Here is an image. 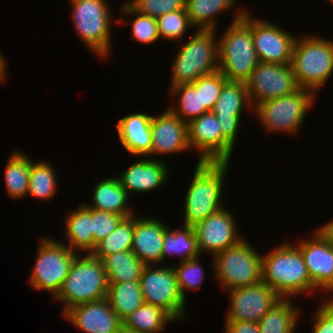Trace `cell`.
I'll return each instance as SVG.
<instances>
[{
	"mask_svg": "<svg viewBox=\"0 0 333 333\" xmlns=\"http://www.w3.org/2000/svg\"><path fill=\"white\" fill-rule=\"evenodd\" d=\"M62 316L86 333H119L123 326L107 298L76 305Z\"/></svg>",
	"mask_w": 333,
	"mask_h": 333,
	"instance_id": "ac0fdd59",
	"label": "cell"
},
{
	"mask_svg": "<svg viewBox=\"0 0 333 333\" xmlns=\"http://www.w3.org/2000/svg\"><path fill=\"white\" fill-rule=\"evenodd\" d=\"M122 17L132 16L134 20H130L132 39L142 44H151L160 38L158 31L157 19L148 15H143L136 11L127 1L121 8Z\"/></svg>",
	"mask_w": 333,
	"mask_h": 333,
	"instance_id": "d590c367",
	"label": "cell"
},
{
	"mask_svg": "<svg viewBox=\"0 0 333 333\" xmlns=\"http://www.w3.org/2000/svg\"><path fill=\"white\" fill-rule=\"evenodd\" d=\"M318 232L327 240L333 248V220L317 228Z\"/></svg>",
	"mask_w": 333,
	"mask_h": 333,
	"instance_id": "f6af8a7d",
	"label": "cell"
},
{
	"mask_svg": "<svg viewBox=\"0 0 333 333\" xmlns=\"http://www.w3.org/2000/svg\"><path fill=\"white\" fill-rule=\"evenodd\" d=\"M166 224L154 217H138L135 225L131 251L145 265H161L164 231Z\"/></svg>",
	"mask_w": 333,
	"mask_h": 333,
	"instance_id": "ffe728a7",
	"label": "cell"
},
{
	"mask_svg": "<svg viewBox=\"0 0 333 333\" xmlns=\"http://www.w3.org/2000/svg\"><path fill=\"white\" fill-rule=\"evenodd\" d=\"M65 231L68 244L72 251L91 253L93 250L92 208L80 204L70 211L65 218Z\"/></svg>",
	"mask_w": 333,
	"mask_h": 333,
	"instance_id": "cb8c5ba5",
	"label": "cell"
},
{
	"mask_svg": "<svg viewBox=\"0 0 333 333\" xmlns=\"http://www.w3.org/2000/svg\"><path fill=\"white\" fill-rule=\"evenodd\" d=\"M134 225L135 214L124 218L114 231L95 245L90 254L102 260L109 254L130 251L132 249Z\"/></svg>",
	"mask_w": 333,
	"mask_h": 333,
	"instance_id": "836d02e7",
	"label": "cell"
},
{
	"mask_svg": "<svg viewBox=\"0 0 333 333\" xmlns=\"http://www.w3.org/2000/svg\"><path fill=\"white\" fill-rule=\"evenodd\" d=\"M228 82L227 78L219 71L202 76L191 84L200 89L201 107L212 111L223 86Z\"/></svg>",
	"mask_w": 333,
	"mask_h": 333,
	"instance_id": "f35d334b",
	"label": "cell"
},
{
	"mask_svg": "<svg viewBox=\"0 0 333 333\" xmlns=\"http://www.w3.org/2000/svg\"><path fill=\"white\" fill-rule=\"evenodd\" d=\"M297 308L289 298H281L259 320L260 333H294L300 317Z\"/></svg>",
	"mask_w": 333,
	"mask_h": 333,
	"instance_id": "d4e9b609",
	"label": "cell"
},
{
	"mask_svg": "<svg viewBox=\"0 0 333 333\" xmlns=\"http://www.w3.org/2000/svg\"><path fill=\"white\" fill-rule=\"evenodd\" d=\"M182 225V229L178 228L173 230L168 227L164 231L161 263H163L169 255H179L182 258L181 261L200 256L193 226Z\"/></svg>",
	"mask_w": 333,
	"mask_h": 333,
	"instance_id": "f1b7e54d",
	"label": "cell"
},
{
	"mask_svg": "<svg viewBox=\"0 0 333 333\" xmlns=\"http://www.w3.org/2000/svg\"><path fill=\"white\" fill-rule=\"evenodd\" d=\"M151 155H165L189 151L188 123L166 109L161 115H152Z\"/></svg>",
	"mask_w": 333,
	"mask_h": 333,
	"instance_id": "e0dca14e",
	"label": "cell"
},
{
	"mask_svg": "<svg viewBox=\"0 0 333 333\" xmlns=\"http://www.w3.org/2000/svg\"><path fill=\"white\" fill-rule=\"evenodd\" d=\"M242 117H217L222 131V162H229Z\"/></svg>",
	"mask_w": 333,
	"mask_h": 333,
	"instance_id": "b9f144b4",
	"label": "cell"
},
{
	"mask_svg": "<svg viewBox=\"0 0 333 333\" xmlns=\"http://www.w3.org/2000/svg\"><path fill=\"white\" fill-rule=\"evenodd\" d=\"M190 149H197L198 162H222V131L216 115L209 111L188 123Z\"/></svg>",
	"mask_w": 333,
	"mask_h": 333,
	"instance_id": "d6986e66",
	"label": "cell"
},
{
	"mask_svg": "<svg viewBox=\"0 0 333 333\" xmlns=\"http://www.w3.org/2000/svg\"><path fill=\"white\" fill-rule=\"evenodd\" d=\"M107 299L122 321L145 303L140 281L109 283Z\"/></svg>",
	"mask_w": 333,
	"mask_h": 333,
	"instance_id": "4316f807",
	"label": "cell"
},
{
	"mask_svg": "<svg viewBox=\"0 0 333 333\" xmlns=\"http://www.w3.org/2000/svg\"><path fill=\"white\" fill-rule=\"evenodd\" d=\"M108 282L102 260L90 253L78 254L54 298L64 303L62 314L72 307L107 298Z\"/></svg>",
	"mask_w": 333,
	"mask_h": 333,
	"instance_id": "277c9868",
	"label": "cell"
},
{
	"mask_svg": "<svg viewBox=\"0 0 333 333\" xmlns=\"http://www.w3.org/2000/svg\"><path fill=\"white\" fill-rule=\"evenodd\" d=\"M224 333H260L258 323L248 321H225Z\"/></svg>",
	"mask_w": 333,
	"mask_h": 333,
	"instance_id": "ee69618b",
	"label": "cell"
},
{
	"mask_svg": "<svg viewBox=\"0 0 333 333\" xmlns=\"http://www.w3.org/2000/svg\"><path fill=\"white\" fill-rule=\"evenodd\" d=\"M195 31L174 60L169 87L192 83L219 68L217 30Z\"/></svg>",
	"mask_w": 333,
	"mask_h": 333,
	"instance_id": "8992f818",
	"label": "cell"
},
{
	"mask_svg": "<svg viewBox=\"0 0 333 333\" xmlns=\"http://www.w3.org/2000/svg\"><path fill=\"white\" fill-rule=\"evenodd\" d=\"M228 165L229 162H197L184 199V225L194 226L224 207L221 198Z\"/></svg>",
	"mask_w": 333,
	"mask_h": 333,
	"instance_id": "3957f363",
	"label": "cell"
},
{
	"mask_svg": "<svg viewBox=\"0 0 333 333\" xmlns=\"http://www.w3.org/2000/svg\"><path fill=\"white\" fill-rule=\"evenodd\" d=\"M230 303L225 317L226 321L259 320L282 297L264 282L255 285L235 288L228 291Z\"/></svg>",
	"mask_w": 333,
	"mask_h": 333,
	"instance_id": "4fadbf2b",
	"label": "cell"
},
{
	"mask_svg": "<svg viewBox=\"0 0 333 333\" xmlns=\"http://www.w3.org/2000/svg\"><path fill=\"white\" fill-rule=\"evenodd\" d=\"M290 65L298 86L317 94L333 74V41L313 35L296 38Z\"/></svg>",
	"mask_w": 333,
	"mask_h": 333,
	"instance_id": "5b68a950",
	"label": "cell"
},
{
	"mask_svg": "<svg viewBox=\"0 0 333 333\" xmlns=\"http://www.w3.org/2000/svg\"><path fill=\"white\" fill-rule=\"evenodd\" d=\"M6 59H4V57L2 56V54L0 53V82L2 80H4V78H6V66L7 64L5 63Z\"/></svg>",
	"mask_w": 333,
	"mask_h": 333,
	"instance_id": "bcb514c9",
	"label": "cell"
},
{
	"mask_svg": "<svg viewBox=\"0 0 333 333\" xmlns=\"http://www.w3.org/2000/svg\"><path fill=\"white\" fill-rule=\"evenodd\" d=\"M313 232L311 239H302L296 245L317 292H333V248L317 229Z\"/></svg>",
	"mask_w": 333,
	"mask_h": 333,
	"instance_id": "2e32d148",
	"label": "cell"
},
{
	"mask_svg": "<svg viewBox=\"0 0 333 333\" xmlns=\"http://www.w3.org/2000/svg\"><path fill=\"white\" fill-rule=\"evenodd\" d=\"M169 174L166 163L157 158L140 159L118 176L128 194L151 192L166 183Z\"/></svg>",
	"mask_w": 333,
	"mask_h": 333,
	"instance_id": "44dd1931",
	"label": "cell"
},
{
	"mask_svg": "<svg viewBox=\"0 0 333 333\" xmlns=\"http://www.w3.org/2000/svg\"><path fill=\"white\" fill-rule=\"evenodd\" d=\"M77 35L87 48L106 60L111 54L112 15L107 0H70ZM106 58V59H105Z\"/></svg>",
	"mask_w": 333,
	"mask_h": 333,
	"instance_id": "52a82bcc",
	"label": "cell"
},
{
	"mask_svg": "<svg viewBox=\"0 0 333 333\" xmlns=\"http://www.w3.org/2000/svg\"><path fill=\"white\" fill-rule=\"evenodd\" d=\"M37 251L29 283L37 291L51 292L54 299L60 292L72 262L78 254L65 242L55 241L51 237L42 238Z\"/></svg>",
	"mask_w": 333,
	"mask_h": 333,
	"instance_id": "30bf717a",
	"label": "cell"
},
{
	"mask_svg": "<svg viewBox=\"0 0 333 333\" xmlns=\"http://www.w3.org/2000/svg\"><path fill=\"white\" fill-rule=\"evenodd\" d=\"M151 120L152 115L134 112L120 118L116 127L120 144L131 155H151Z\"/></svg>",
	"mask_w": 333,
	"mask_h": 333,
	"instance_id": "7402d4cb",
	"label": "cell"
},
{
	"mask_svg": "<svg viewBox=\"0 0 333 333\" xmlns=\"http://www.w3.org/2000/svg\"><path fill=\"white\" fill-rule=\"evenodd\" d=\"M212 259L214 275L224 291L262 282V255L244 239Z\"/></svg>",
	"mask_w": 333,
	"mask_h": 333,
	"instance_id": "ba28073f",
	"label": "cell"
},
{
	"mask_svg": "<svg viewBox=\"0 0 333 333\" xmlns=\"http://www.w3.org/2000/svg\"><path fill=\"white\" fill-rule=\"evenodd\" d=\"M153 266L145 265L140 276L144 302L162 308L175 321L183 320L186 313V299L179 291L174 265Z\"/></svg>",
	"mask_w": 333,
	"mask_h": 333,
	"instance_id": "8fae6325",
	"label": "cell"
},
{
	"mask_svg": "<svg viewBox=\"0 0 333 333\" xmlns=\"http://www.w3.org/2000/svg\"><path fill=\"white\" fill-rule=\"evenodd\" d=\"M262 282L282 298L317 291L299 248L290 242L262 254Z\"/></svg>",
	"mask_w": 333,
	"mask_h": 333,
	"instance_id": "7a4b0ae2",
	"label": "cell"
},
{
	"mask_svg": "<svg viewBox=\"0 0 333 333\" xmlns=\"http://www.w3.org/2000/svg\"><path fill=\"white\" fill-rule=\"evenodd\" d=\"M246 106L253 108L245 83L228 81L223 86L212 112L216 117H241Z\"/></svg>",
	"mask_w": 333,
	"mask_h": 333,
	"instance_id": "1f68e13d",
	"label": "cell"
},
{
	"mask_svg": "<svg viewBox=\"0 0 333 333\" xmlns=\"http://www.w3.org/2000/svg\"><path fill=\"white\" fill-rule=\"evenodd\" d=\"M316 94L299 88L297 91L259 103L253 109L267 132L296 134L315 103Z\"/></svg>",
	"mask_w": 333,
	"mask_h": 333,
	"instance_id": "9c48e42d",
	"label": "cell"
},
{
	"mask_svg": "<svg viewBox=\"0 0 333 333\" xmlns=\"http://www.w3.org/2000/svg\"><path fill=\"white\" fill-rule=\"evenodd\" d=\"M136 11L153 18L185 8V0H128Z\"/></svg>",
	"mask_w": 333,
	"mask_h": 333,
	"instance_id": "ab89813d",
	"label": "cell"
},
{
	"mask_svg": "<svg viewBox=\"0 0 333 333\" xmlns=\"http://www.w3.org/2000/svg\"><path fill=\"white\" fill-rule=\"evenodd\" d=\"M241 9L218 38V70L228 81L245 83L259 59L252 39L251 13L246 8Z\"/></svg>",
	"mask_w": 333,
	"mask_h": 333,
	"instance_id": "6da1fadb",
	"label": "cell"
},
{
	"mask_svg": "<svg viewBox=\"0 0 333 333\" xmlns=\"http://www.w3.org/2000/svg\"><path fill=\"white\" fill-rule=\"evenodd\" d=\"M199 259V257H196L180 261L179 265L173 267L179 291L184 299H186V291H194L199 288L204 280V269L199 263Z\"/></svg>",
	"mask_w": 333,
	"mask_h": 333,
	"instance_id": "74e56055",
	"label": "cell"
},
{
	"mask_svg": "<svg viewBox=\"0 0 333 333\" xmlns=\"http://www.w3.org/2000/svg\"><path fill=\"white\" fill-rule=\"evenodd\" d=\"M233 216L223 207L193 226L200 254L209 252L214 256L245 239L239 235Z\"/></svg>",
	"mask_w": 333,
	"mask_h": 333,
	"instance_id": "5bb4252c",
	"label": "cell"
},
{
	"mask_svg": "<svg viewBox=\"0 0 333 333\" xmlns=\"http://www.w3.org/2000/svg\"><path fill=\"white\" fill-rule=\"evenodd\" d=\"M157 24L160 37L163 40L167 38L169 40H174V44L183 37L188 28H194L188 18L186 8L175 10L160 16L157 18Z\"/></svg>",
	"mask_w": 333,
	"mask_h": 333,
	"instance_id": "8d00e7d4",
	"label": "cell"
},
{
	"mask_svg": "<svg viewBox=\"0 0 333 333\" xmlns=\"http://www.w3.org/2000/svg\"><path fill=\"white\" fill-rule=\"evenodd\" d=\"M252 16V39L259 62L291 64L295 37L276 24Z\"/></svg>",
	"mask_w": 333,
	"mask_h": 333,
	"instance_id": "9a60e30c",
	"label": "cell"
},
{
	"mask_svg": "<svg viewBox=\"0 0 333 333\" xmlns=\"http://www.w3.org/2000/svg\"><path fill=\"white\" fill-rule=\"evenodd\" d=\"M245 85L253 108L259 103L291 94L300 88L290 64L264 62H259Z\"/></svg>",
	"mask_w": 333,
	"mask_h": 333,
	"instance_id": "7c38bea8",
	"label": "cell"
},
{
	"mask_svg": "<svg viewBox=\"0 0 333 333\" xmlns=\"http://www.w3.org/2000/svg\"><path fill=\"white\" fill-rule=\"evenodd\" d=\"M92 194L93 201L91 204H86L87 207L119 214L125 218L134 215L133 209L127 205L129 194L119 182L118 177L112 176L96 182Z\"/></svg>",
	"mask_w": 333,
	"mask_h": 333,
	"instance_id": "603a6c76",
	"label": "cell"
},
{
	"mask_svg": "<svg viewBox=\"0 0 333 333\" xmlns=\"http://www.w3.org/2000/svg\"><path fill=\"white\" fill-rule=\"evenodd\" d=\"M235 3V0H185V8L191 24L196 29L216 30L215 16L232 10Z\"/></svg>",
	"mask_w": 333,
	"mask_h": 333,
	"instance_id": "83f0119b",
	"label": "cell"
},
{
	"mask_svg": "<svg viewBox=\"0 0 333 333\" xmlns=\"http://www.w3.org/2000/svg\"><path fill=\"white\" fill-rule=\"evenodd\" d=\"M57 179L52 165L46 161L32 162L29 175L28 193L42 201H49L56 194Z\"/></svg>",
	"mask_w": 333,
	"mask_h": 333,
	"instance_id": "e575fe53",
	"label": "cell"
},
{
	"mask_svg": "<svg viewBox=\"0 0 333 333\" xmlns=\"http://www.w3.org/2000/svg\"><path fill=\"white\" fill-rule=\"evenodd\" d=\"M119 333H140V332H137V331H134V330H129V329L122 326Z\"/></svg>",
	"mask_w": 333,
	"mask_h": 333,
	"instance_id": "7dc6e473",
	"label": "cell"
},
{
	"mask_svg": "<svg viewBox=\"0 0 333 333\" xmlns=\"http://www.w3.org/2000/svg\"><path fill=\"white\" fill-rule=\"evenodd\" d=\"M102 262L108 284L139 281L145 267L131 250L109 254Z\"/></svg>",
	"mask_w": 333,
	"mask_h": 333,
	"instance_id": "484cf974",
	"label": "cell"
},
{
	"mask_svg": "<svg viewBox=\"0 0 333 333\" xmlns=\"http://www.w3.org/2000/svg\"><path fill=\"white\" fill-rule=\"evenodd\" d=\"M124 216L92 208L93 249L109 233L114 231Z\"/></svg>",
	"mask_w": 333,
	"mask_h": 333,
	"instance_id": "60d3db41",
	"label": "cell"
},
{
	"mask_svg": "<svg viewBox=\"0 0 333 333\" xmlns=\"http://www.w3.org/2000/svg\"><path fill=\"white\" fill-rule=\"evenodd\" d=\"M172 321L175 320L162 308L144 303L123 320V327L140 333H161Z\"/></svg>",
	"mask_w": 333,
	"mask_h": 333,
	"instance_id": "f546056e",
	"label": "cell"
},
{
	"mask_svg": "<svg viewBox=\"0 0 333 333\" xmlns=\"http://www.w3.org/2000/svg\"><path fill=\"white\" fill-rule=\"evenodd\" d=\"M169 88V95L177 97L178 100L176 105L173 104L168 109L182 121L189 123L191 120L209 112L205 107H201L200 89H196L191 83Z\"/></svg>",
	"mask_w": 333,
	"mask_h": 333,
	"instance_id": "d6a6232c",
	"label": "cell"
},
{
	"mask_svg": "<svg viewBox=\"0 0 333 333\" xmlns=\"http://www.w3.org/2000/svg\"><path fill=\"white\" fill-rule=\"evenodd\" d=\"M31 160L27 154L13 150L5 168V186L11 198L20 199L27 196Z\"/></svg>",
	"mask_w": 333,
	"mask_h": 333,
	"instance_id": "4dcf8cb0",
	"label": "cell"
},
{
	"mask_svg": "<svg viewBox=\"0 0 333 333\" xmlns=\"http://www.w3.org/2000/svg\"><path fill=\"white\" fill-rule=\"evenodd\" d=\"M313 322L312 333H333V299L321 301Z\"/></svg>",
	"mask_w": 333,
	"mask_h": 333,
	"instance_id": "7bdbcfd3",
	"label": "cell"
}]
</instances>
